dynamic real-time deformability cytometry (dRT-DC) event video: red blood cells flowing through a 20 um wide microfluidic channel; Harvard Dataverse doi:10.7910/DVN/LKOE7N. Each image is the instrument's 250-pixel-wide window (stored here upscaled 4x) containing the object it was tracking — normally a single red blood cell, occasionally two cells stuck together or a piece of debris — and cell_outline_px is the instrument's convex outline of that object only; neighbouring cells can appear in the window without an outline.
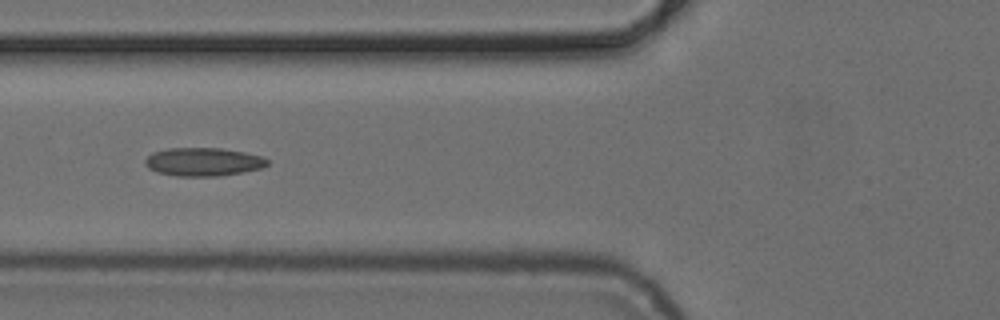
{"species": "common noctule bat (a hibernating species)", "species_latin": "Nyctalus noctula", "temperature_condition": "cold", "stored_images_in_passage": 8, "camera_frame_rate_fps": 3000, "um_per_image_px": 0.085, "animal": {"sex": "female", "body_mass_g": 24.6, "forearm_length_mm": 56.2}, "frame": {"image": 1, "passage_image": 6, "time_ms": 5.667, "image_size_px": [1000, 320], "cell_outline_px": [[268, 164], [264, 168], [244, 172], [220, 176], [176, 176], [156, 172], [148, 168], [144, 164], [144, 160], [152, 152], [168, 148], [220, 148], [244, 152], [260, 156], [268, 160]], "centroid_in_image_um": [17.26, 13.76], "position_along_channel_um": 108.5, "area_um2": 20.35}}
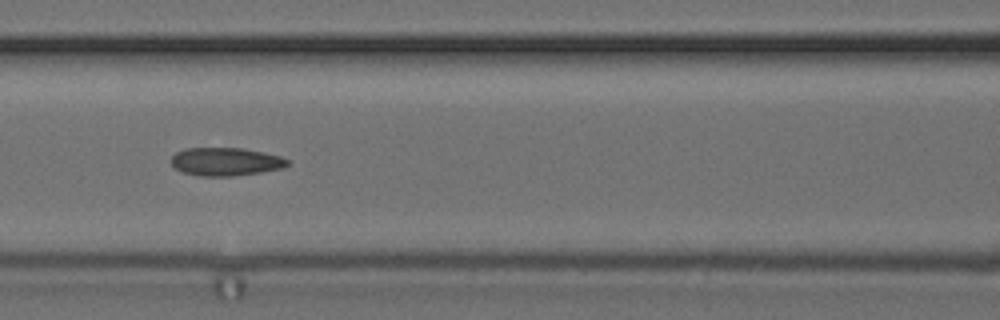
{"frame": {"image": 2, "passage_image": 7, "time_ms": 6.667, "image_size_px": [1000, 320], "cell_outline_px": [[288, 164], [284, 168], [260, 172], [232, 176], [200, 176], [180, 172], [172, 164], [172, 156], [176, 152], [184, 148], [244, 148], [264, 152], [280, 156], [288, 160]], "centroid_in_image_um": [19.17, 13.74], "position_along_channel_um": 147.4, "area_um2": 19.13}}
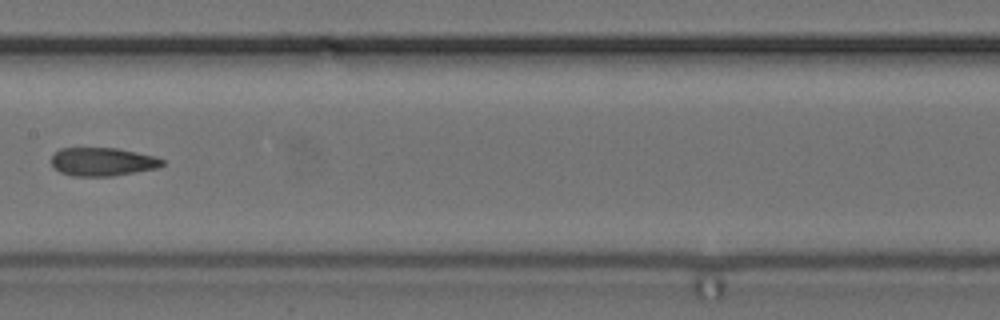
{"frame": {"image": 3, "passage_image": 8, "time_ms": 8.0, "image_size_px": [1000, 320], "cell_outline_px": [[164, 164], [160, 168], [112, 176], [72, 176], [60, 172], [52, 164], [52, 156], [60, 148], [116, 148], [156, 156], [164, 160]], "centroid_in_image_um": [8.76, 13.75], "position_along_channel_um": 198.6, "area_um2": 18.38}}